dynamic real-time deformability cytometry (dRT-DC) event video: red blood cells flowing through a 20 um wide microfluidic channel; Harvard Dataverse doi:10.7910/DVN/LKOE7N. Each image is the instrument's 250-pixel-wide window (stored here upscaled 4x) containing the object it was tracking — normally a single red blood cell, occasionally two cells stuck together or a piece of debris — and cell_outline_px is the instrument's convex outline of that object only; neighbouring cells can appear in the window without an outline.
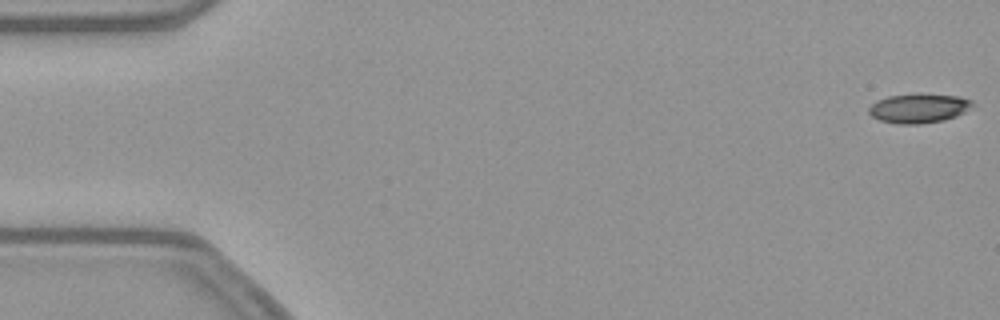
{"species": "common noctule bat (a hibernating species)", "species_latin": "Nyctalus noctula", "temperature_condition": "warm", "stored_images_in_passage": 53, "camera_frame_rate_fps": 3000, "um_per_image_px": 0.085, "animal": {"sex": "female", "body_mass_g": 21.9}, "frame": {"image": 1, "passage_image": 1, "time_ms": 0.0, "image_size_px": [1000, 320], "cell_outline_px": [[976, 104], [964, 112], [956, 116], [944, 120], [920, 124], [896, 124], [880, 120], [872, 116], [868, 112], [868, 108], [876, 100], [888, 96], [960, 96], [972, 100]], "centroid_in_image_um": [78.09, 9.24], "position_along_channel_um": 6.9, "area_um2": 17.17}}
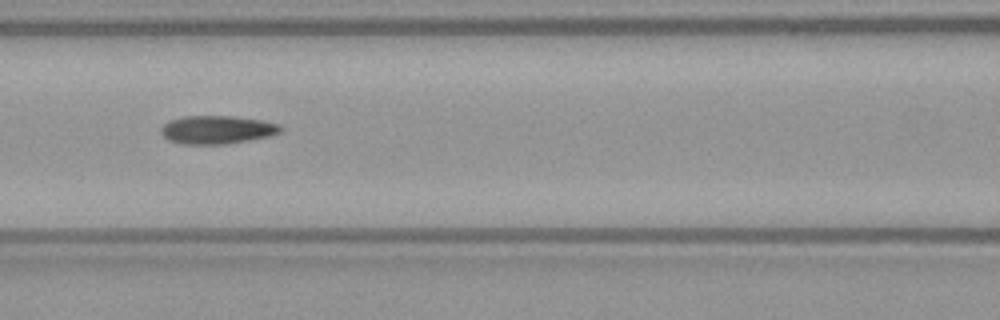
{"frame": {"image": 2, "passage_image": 23, "time_ms": 7.333, "image_size_px": [1000, 320], "cell_outline_px": [[284, 128], [280, 132], [268, 136], [248, 140], [224, 144], [180, 144], [168, 140], [160, 132], [160, 128], [168, 120], [184, 116], [232, 116], [264, 120], [280, 124]], "centroid_in_image_um": [18.44, 11.02], "position_along_channel_um": 148.2, "area_um2": 19.83}}
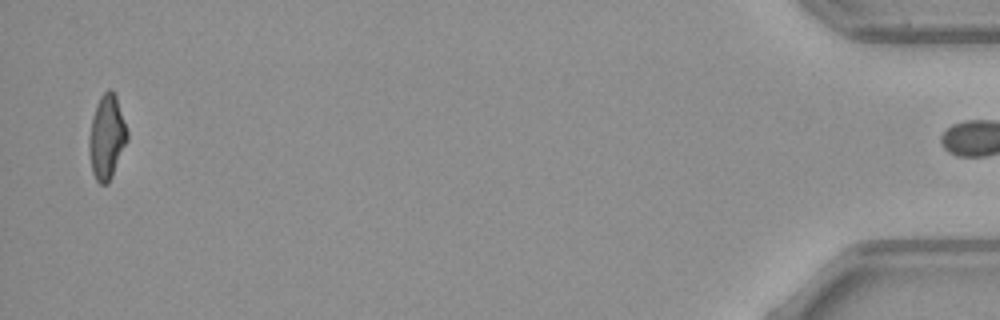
{"frame": {"image": 3, "passage_image": 52, "time_ms": 17.0, "image_size_px": [1000, 320], "cell_outline_px": [[128, 140], [112, 176], [108, 184], [100, 184], [96, 180], [92, 172], [88, 152], [88, 140], [92, 116], [96, 104], [100, 96], [108, 88], [112, 88], [116, 96], [128, 132]], "centroid_in_image_um": [9.06, 11.65], "position_along_channel_um": 426.1, "area_um2": 18.96}}